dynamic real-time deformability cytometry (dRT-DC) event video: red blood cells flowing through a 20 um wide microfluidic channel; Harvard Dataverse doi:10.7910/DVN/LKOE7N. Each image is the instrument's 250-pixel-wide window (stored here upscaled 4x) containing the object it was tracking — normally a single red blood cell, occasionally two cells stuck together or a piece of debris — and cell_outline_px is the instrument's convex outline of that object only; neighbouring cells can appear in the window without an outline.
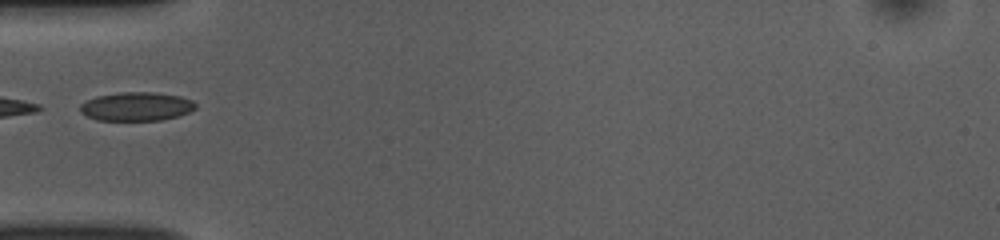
{"species": "common noctule bat (a hibernating species)", "species_latin": "Nyctalus noctula", "temperature_condition": "room temperature", "stored_images_in_passage": 12, "camera_frame_rate_fps": 3000, "um_per_image_px": 0.085, "animal": {"sex": "female", "body_mass_g": 10.0, "forearm_length_mm": 53.1}, "frame": {"image": 1, "passage_image": 1, "time_ms": 0.0, "image_size_px": [1000, 240], "cell_outline_px": [[196, 108], [188, 112], [176, 116], [160, 120], [96, 120], [80, 112], [80, 104], [84, 100], [96, 96], [120, 92], [156, 92], [180, 96], [192, 100], [196, 104]], "centroid_in_image_um": [11.56, 9.04], "position_along_channel_um": 73.4, "area_um2": 19.36}}
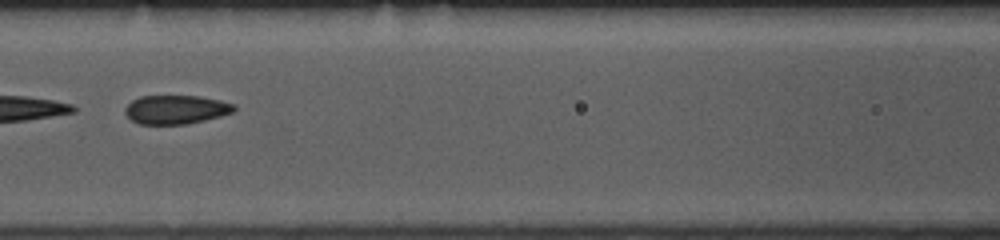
{"frame": {"image": 2, "passage_image": 7, "time_ms": 2.0, "image_size_px": [1000, 240], "cell_outline_px": [[236, 108], [232, 112], [220, 116], [188, 124], [140, 124], [132, 120], [124, 112], [124, 108], [132, 100], [140, 96], [200, 96], [220, 100], [236, 104]], "centroid_in_image_um": [14.96, 9.3], "position_along_channel_um": 151.6, "area_um2": 18.32}}
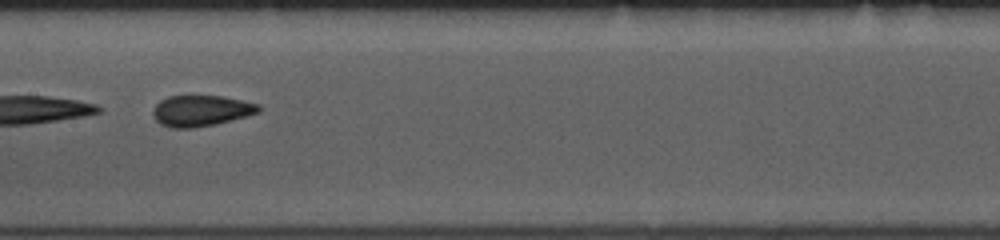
{"frame": {"image": 3, "passage_image": 10, "time_ms": 3.0, "image_size_px": [1000, 240], "cell_outline_px": [[260, 112], [216, 124], [192, 128], [172, 128], [160, 124], [152, 116], [152, 112], [156, 104], [160, 100], [168, 96], [224, 96], [260, 104]], "centroid_in_image_um": [17.07, 9.41], "position_along_channel_um": 190.3, "area_um2": 19.13}}